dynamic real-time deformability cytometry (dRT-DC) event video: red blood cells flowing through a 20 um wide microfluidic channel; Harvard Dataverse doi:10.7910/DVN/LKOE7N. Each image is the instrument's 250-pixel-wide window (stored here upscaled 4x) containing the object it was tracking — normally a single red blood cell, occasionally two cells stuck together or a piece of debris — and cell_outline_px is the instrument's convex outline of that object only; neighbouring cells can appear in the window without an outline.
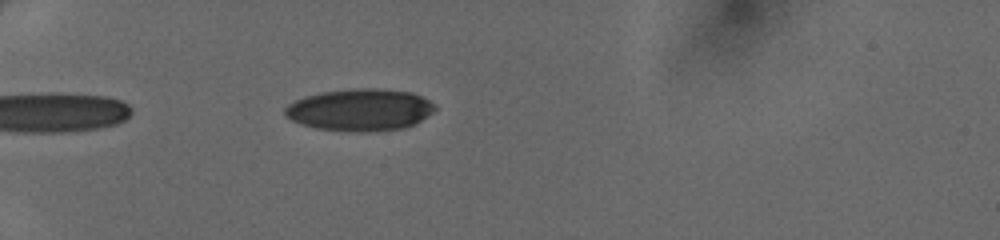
{"species": "human", "species_latin": "Homo sapiens", "temperature_condition": "cold", "stored_images_in_passage": 30, "camera_frame_rate_fps": 3000, "um_per_image_px": 0.085, "donor": {"sex": "female"}, "frame": {"image": 1, "passage_image": 6, "time_ms": 1.667, "image_size_px": [1000, 240], "cell_outline_px": [[436, 108], [432, 112], [420, 120], [404, 128], [364, 132], [356, 132], [316, 128], [292, 120], [284, 112], [284, 108], [288, 104], [304, 96], [320, 92], [352, 88], [376, 88], [412, 92], [428, 100]], "centroid_in_image_um": [30.58, 9.32], "position_along_channel_um": 54.4, "area_um2": 36.47}}
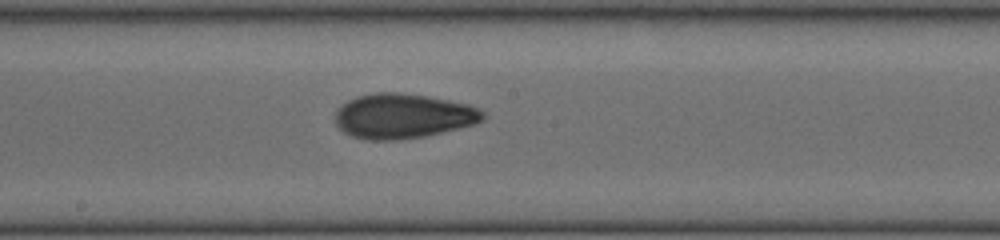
{"frame": {"image": 2, "passage_image": 13, "time_ms": 4.0, "image_size_px": [1000, 240], "cell_outline_px": [[484, 120], [476, 124], [424, 136], [396, 140], [364, 140], [352, 136], [344, 132], [336, 124], [336, 112], [348, 100], [356, 96], [376, 92], [396, 92], [428, 96], [468, 104], [484, 112]], "centroid_in_image_um": [34.25, 9.86], "position_along_channel_um": 213.9, "area_um2": 38.44}}
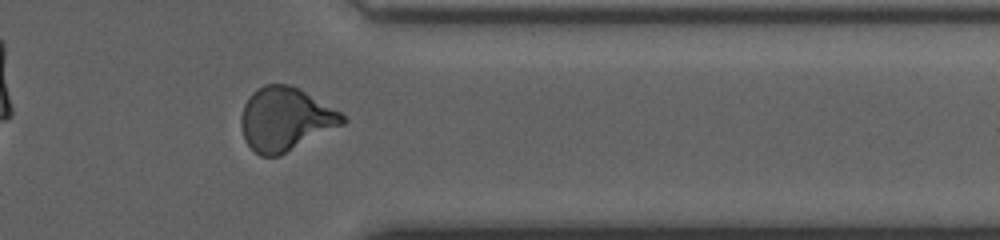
{"frame": {"image": 3, "passage_image": 25, "time_ms": 8.0, "image_size_px": [1000, 240], "cell_outline_px": [[348, 120], [344, 124], [280, 156], [260, 156], [244, 140], [240, 124], [240, 116], [244, 104], [252, 92], [256, 88], [264, 84], [288, 84], [300, 88], [340, 112]], "centroid_in_image_um": [24.24, 10.12], "position_along_channel_um": 387.2, "area_um2": 37.69}}